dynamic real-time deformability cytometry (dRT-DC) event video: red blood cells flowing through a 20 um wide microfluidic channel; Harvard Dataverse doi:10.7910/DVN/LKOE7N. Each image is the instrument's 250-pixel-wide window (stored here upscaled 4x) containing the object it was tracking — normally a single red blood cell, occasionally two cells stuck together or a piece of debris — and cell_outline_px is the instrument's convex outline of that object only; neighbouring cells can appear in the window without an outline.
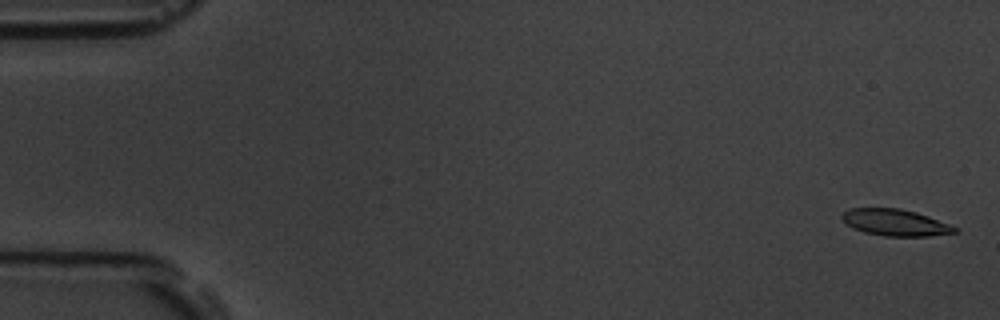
{"species": "common noctule bat (a hibernating species)", "species_latin": "Nyctalus noctula", "temperature_condition": "room temperature", "stored_images_in_passage": 7, "camera_frame_rate_fps": 3000, "um_per_image_px": 0.085, "animal": {"sex": "male", "body_mass_g": 19.5, "forearm_length_mm": 54.6}, "frame": {"image": 1, "passage_image": 1, "time_ms": 0.0, "image_size_px": [1000, 320], "cell_outline_px": [[960, 228], [956, 232], [928, 236], [884, 236], [864, 232], [852, 228], [840, 216], [848, 208], [900, 208], [916, 212], [928, 216]], "centroid_in_image_um": [76.1, 18.91], "position_along_channel_um": 8.9, "area_um2": 17.46}}
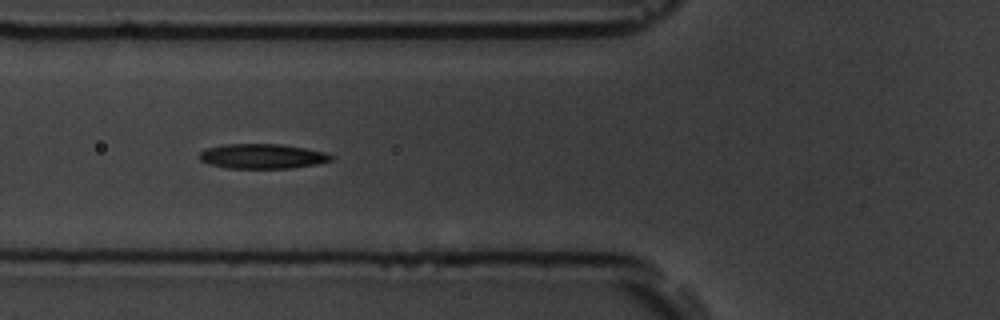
{"frame": {"image": 2, "passage_image": 6, "time_ms": 6.667, "image_size_px": [1000, 320], "cell_outline_px": [[336, 156], [332, 160], [316, 164], [292, 168], [228, 168], [208, 164], [200, 160], [200, 152], [208, 148], [224, 144], [280, 144], [328, 152]], "centroid_in_image_um": [22.34, 13.28], "position_along_channel_um": 103.5, "area_um2": 19.07}}
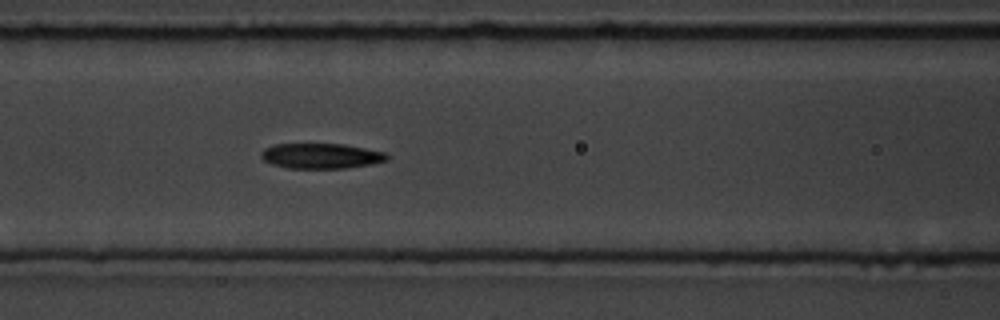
{"frame": {"image": 3, "passage_image": 7, "time_ms": 7.667, "image_size_px": [1000, 320], "cell_outline_px": [[388, 160], [372, 164], [348, 168], [288, 168], [272, 164], [264, 160], [260, 156], [260, 152], [264, 148], [272, 144], [344, 144], [388, 152]], "centroid_in_image_um": [27.31, 13.25], "position_along_channel_um": 139.3, "area_um2": 18.73}}